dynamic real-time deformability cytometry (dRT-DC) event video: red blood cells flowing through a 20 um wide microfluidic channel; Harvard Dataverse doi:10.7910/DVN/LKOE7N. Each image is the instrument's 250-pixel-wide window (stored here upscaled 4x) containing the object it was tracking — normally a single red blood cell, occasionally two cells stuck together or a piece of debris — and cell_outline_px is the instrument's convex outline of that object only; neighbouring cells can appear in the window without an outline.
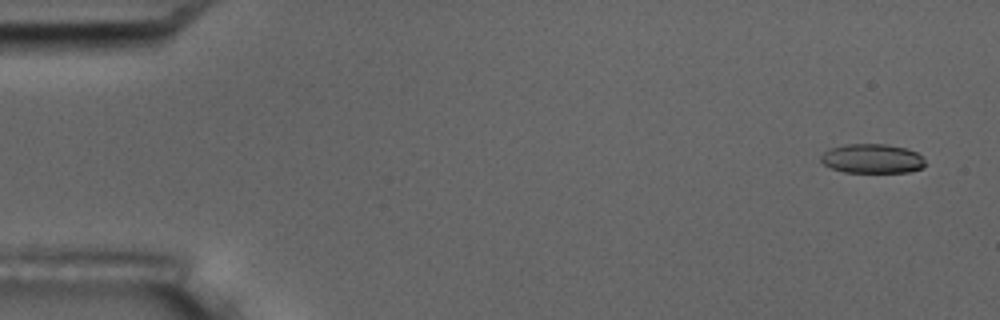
{"species": "common noctule bat (a hibernating species)", "species_latin": "Nyctalus noctula", "temperature_condition": "room temperature", "stored_images_in_passage": 4, "camera_frame_rate_fps": 3000, "um_per_image_px": 0.085, "animal": {"sex": "male", "body_mass_g": 17.5, "forearm_length_mm": 52.3}, "frame": {"image": 1, "passage_image": 1, "time_ms": 0.0, "image_size_px": [1000, 320], "cell_outline_px": [[924, 168], [908, 172], [844, 172], [832, 168], [824, 164], [820, 160], [820, 156], [828, 148], [844, 144], [884, 144], [904, 148], [916, 152], [924, 156]], "centroid_in_image_um": [74.13, 13.48], "position_along_channel_um": 10.9, "area_um2": 17.92}}
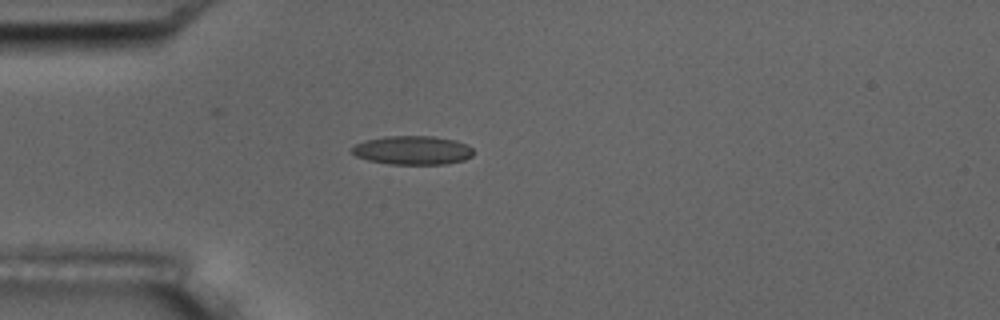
{"frame": {"image": 2, "passage_image": 4, "time_ms": 4.333, "image_size_px": [1000, 320], "cell_outline_px": [[472, 156], [464, 160], [444, 164], [388, 164], [368, 160], [356, 156], [348, 152], [356, 144], [368, 140], [384, 136], [432, 136], [456, 140], [468, 144], [472, 148]], "centroid_in_image_um": [35.06, 12.77], "position_along_channel_um": 49.9, "area_um2": 20.46}}